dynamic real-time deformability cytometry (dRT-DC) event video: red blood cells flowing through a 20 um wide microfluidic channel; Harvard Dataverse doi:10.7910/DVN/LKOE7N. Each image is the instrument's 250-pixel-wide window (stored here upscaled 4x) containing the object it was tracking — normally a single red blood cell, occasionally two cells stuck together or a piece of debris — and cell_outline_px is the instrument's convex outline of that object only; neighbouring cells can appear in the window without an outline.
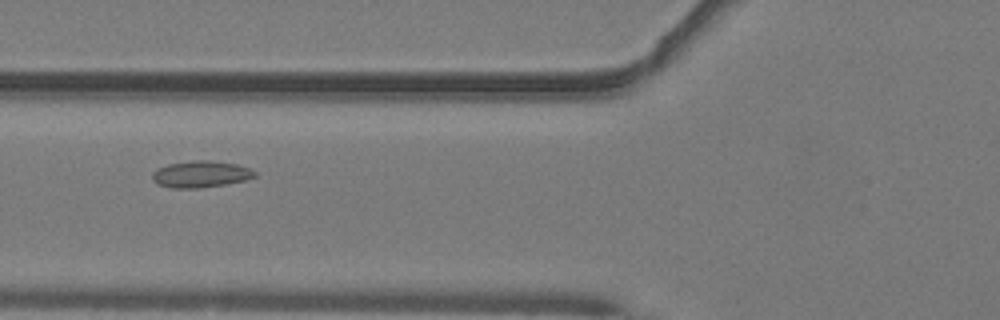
{"species": "common noctule bat (a hibernating species)", "species_latin": "Nyctalus noctula", "temperature_condition": "warm", "stored_images_in_passage": 44, "camera_frame_rate_fps": 3000, "um_per_image_px": 0.085, "animal": {"sex": "male", "body_mass_g": 19.2, "forearm_length_mm": 51.8}, "frame": {"image": 1, "passage_image": 13, "time_ms": 4.0, "image_size_px": [1000, 320], "cell_outline_px": [[256, 176], [244, 180], [224, 184], [200, 188], [172, 188], [156, 184], [152, 180], [152, 172], [156, 168], [168, 164], [192, 160], [212, 160], [236, 164], [248, 168], [256, 172]], "centroid_in_image_um": [17.01, 14.8], "position_along_channel_um": 108.8, "area_um2": 15.95}}
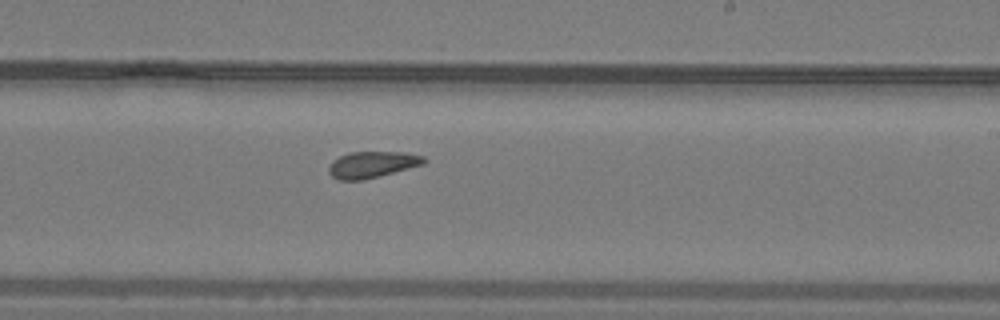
{"frame": {"image": 2, "passage_image": 24, "time_ms": 7.667, "image_size_px": [1000, 320], "cell_outline_px": [[428, 160], [424, 164], [380, 176], [360, 180], [340, 180], [332, 176], [328, 172], [328, 168], [332, 160], [348, 152], [408, 152], [424, 156]], "centroid_in_image_um": [31.65, 13.97], "position_along_channel_um": 257.3, "area_um2": 14.74}}
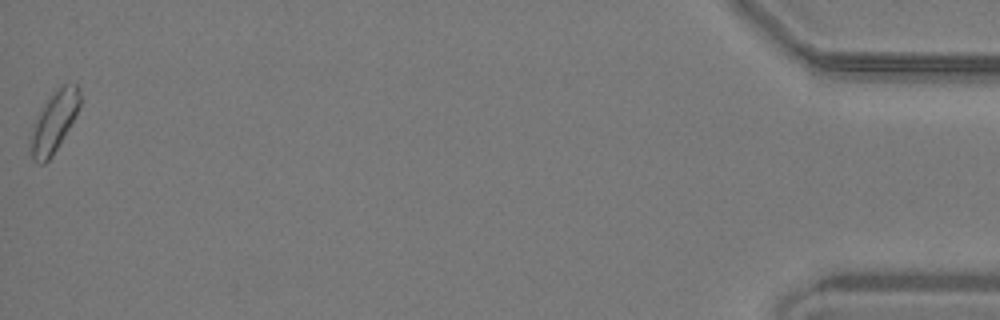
{"frame": {"image": 3, "passage_image": 44, "time_ms": 14.333, "image_size_px": [1000, 320], "cell_outline_px": [[80, 104], [76, 116], [52, 156], [44, 164], [40, 164], [32, 160], [28, 144], [32, 124], [36, 116], [52, 92], [60, 84], [76, 84], [80, 92]], "centroid_in_image_um": [4.55, 10.37], "position_along_channel_um": 430.7, "area_um2": 17.8}, "authors_computed_cell_mechanics": {"area_um2": 15.2303, "velocity_mm_per_s": 4.0422, "shape_relaxation_time_tau1_ms": null, "shape_relaxation_time_tau2_ms": 3.852, "deformation_change_tau1": null, "deformation_change_tau2": 0.1116}}